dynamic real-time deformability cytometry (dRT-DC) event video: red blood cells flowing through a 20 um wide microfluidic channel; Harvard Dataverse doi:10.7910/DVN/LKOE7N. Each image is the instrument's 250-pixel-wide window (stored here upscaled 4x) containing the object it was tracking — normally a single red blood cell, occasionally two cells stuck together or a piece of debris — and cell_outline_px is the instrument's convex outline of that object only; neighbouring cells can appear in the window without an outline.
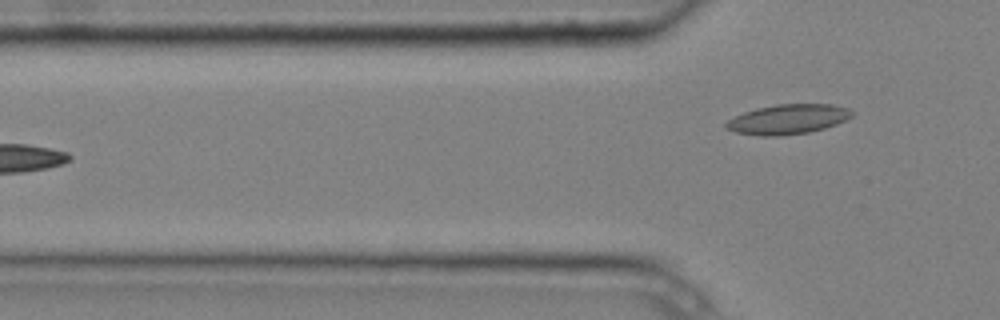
{"species": "common noctule bat (a hibernating species)", "species_latin": "Nyctalus noctula", "temperature_condition": "cold", "stored_images_in_passage": 5, "camera_frame_rate_fps": 3000, "um_per_image_px": 0.085, "animal": {"sex": "male", "body_mass_g": 20.4}, "frame": {"image": 1, "passage_image": 5, "time_ms": 1.333, "image_size_px": [1000, 320], "cell_outline_px": [[852, 116], [836, 124], [824, 128], [808, 132], [780, 136], [760, 136], [736, 132], [724, 128], [724, 124], [728, 120], [744, 112], [756, 108], [776, 104], [832, 104], [848, 108], [852, 112]], "centroid_in_image_um": [66.94, 10.13], "position_along_channel_um": 58.9, "area_um2": 21.79}}